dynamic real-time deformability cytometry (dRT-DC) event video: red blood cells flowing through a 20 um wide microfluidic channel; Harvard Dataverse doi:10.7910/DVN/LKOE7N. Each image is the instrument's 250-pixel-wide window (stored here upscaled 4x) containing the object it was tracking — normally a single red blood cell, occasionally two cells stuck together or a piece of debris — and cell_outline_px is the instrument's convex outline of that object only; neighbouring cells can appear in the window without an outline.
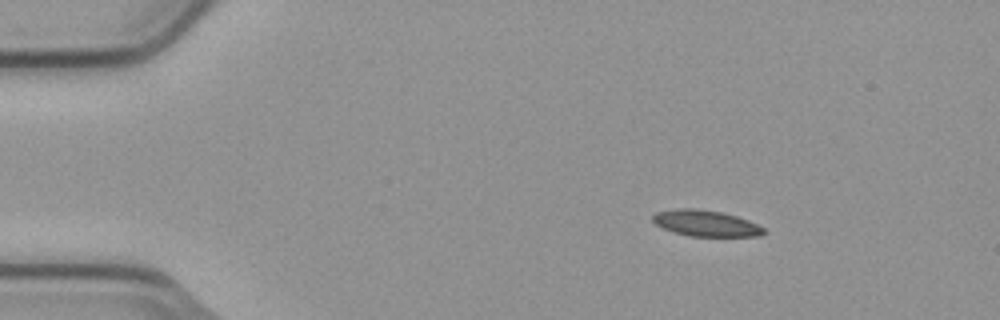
{"species": "common noctule bat (a hibernating species)", "species_latin": "Nyctalus noctula", "temperature_condition": "cold", "stored_images_in_passage": 6, "camera_frame_rate_fps": 3000, "um_per_image_px": 0.085, "animal": {"sex": "male", "body_mass_g": 23.1, "forearm_length_mm": 52.7}, "frame": {"image": 1, "passage_image": 1, "time_ms": 0.0, "image_size_px": [1000, 320], "cell_outline_px": [[768, 232], [756, 236], [688, 236], [664, 228], [656, 224], [652, 220], [652, 216], [656, 212], [676, 208], [696, 208], [720, 212], [736, 216], [748, 220], [764, 228]], "centroid_in_image_um": [59.99, 18.97], "position_along_channel_um": 25.0, "area_um2": 16.76}}
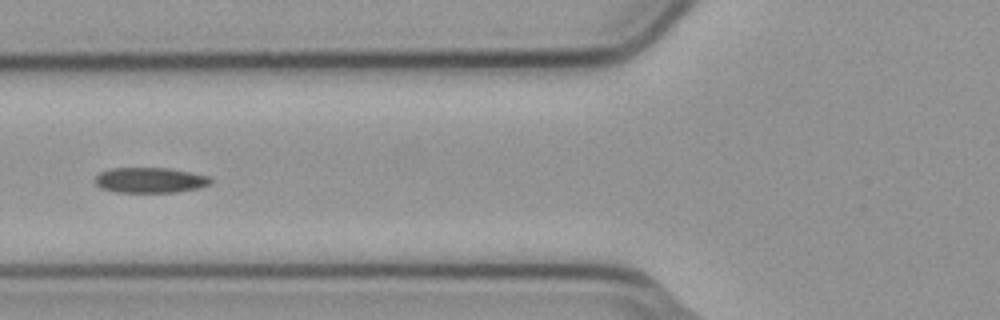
{"frame": {"image": 2, "passage_image": 4, "time_ms": 1.0, "image_size_px": [1000, 320], "cell_outline_px": [[212, 184], [200, 188], [176, 192], [116, 192], [100, 188], [92, 180], [100, 172], [112, 168], [168, 168], [212, 176]], "centroid_in_image_um": [12.78, 15.31], "position_along_channel_um": 113.0, "area_um2": 17.34}}
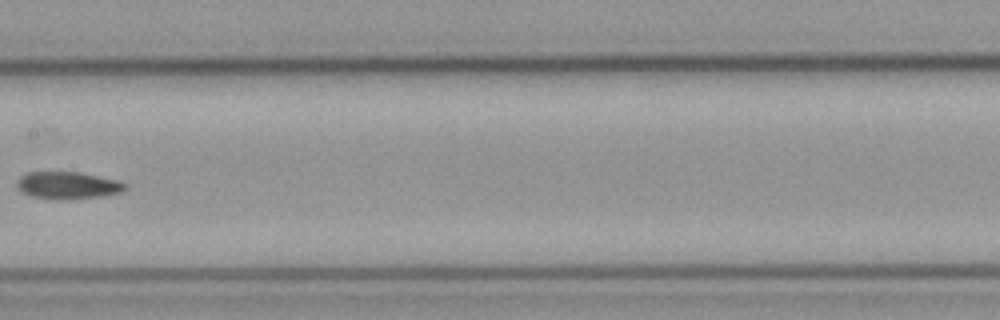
{"frame": {"image": 3, "passage_image": 6, "time_ms": 1.667, "image_size_px": [1000, 320], "cell_outline_px": [[128, 188], [120, 192], [104, 196], [64, 200], [56, 200], [32, 196], [20, 192], [16, 184], [16, 180], [20, 176], [28, 172], [76, 172], [120, 180], [128, 184]], "centroid_in_image_um": [5.77, 15.76], "position_along_channel_um": 201.6, "area_um2": 17.46}}